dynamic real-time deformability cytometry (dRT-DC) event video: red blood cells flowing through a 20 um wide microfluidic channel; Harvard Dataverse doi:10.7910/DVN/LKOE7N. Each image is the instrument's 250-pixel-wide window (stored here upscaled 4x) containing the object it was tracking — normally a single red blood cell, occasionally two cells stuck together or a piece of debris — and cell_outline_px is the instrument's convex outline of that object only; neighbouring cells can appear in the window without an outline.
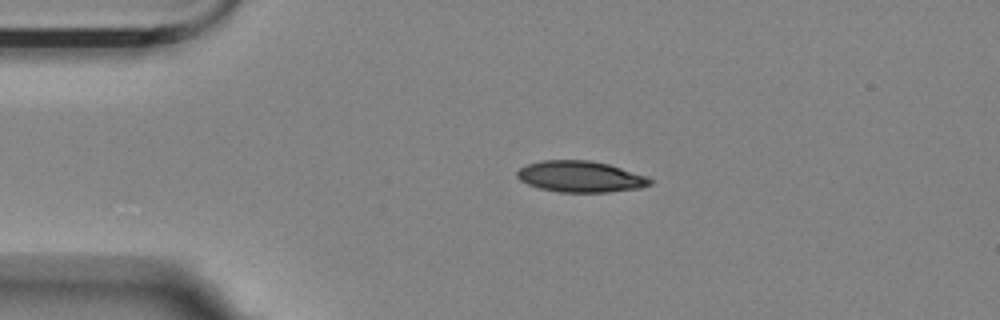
{"species": "Egyptian fruit bat (a non-hibernating species)", "species_latin": "Rousettus aegyptiacus", "temperature_condition": "room temperature", "stored_images_in_passage": 2, "camera_frame_rate_fps": 3000, "um_per_image_px": 0.085, "animal": {"sex": "female"}, "frame": {"image": 1, "passage_image": 1, "time_ms": 0.0, "image_size_px": [1000, 320], "cell_outline_px": [[652, 184], [640, 188], [608, 192], [560, 192], [540, 188], [528, 184], [520, 180], [516, 176], [516, 172], [520, 168], [528, 164], [540, 160], [592, 160], [608, 164], [648, 176], [652, 180]], "centroid_in_image_um": [49.35, 15.01], "position_along_channel_um": 35.7, "area_um2": 24.22}}